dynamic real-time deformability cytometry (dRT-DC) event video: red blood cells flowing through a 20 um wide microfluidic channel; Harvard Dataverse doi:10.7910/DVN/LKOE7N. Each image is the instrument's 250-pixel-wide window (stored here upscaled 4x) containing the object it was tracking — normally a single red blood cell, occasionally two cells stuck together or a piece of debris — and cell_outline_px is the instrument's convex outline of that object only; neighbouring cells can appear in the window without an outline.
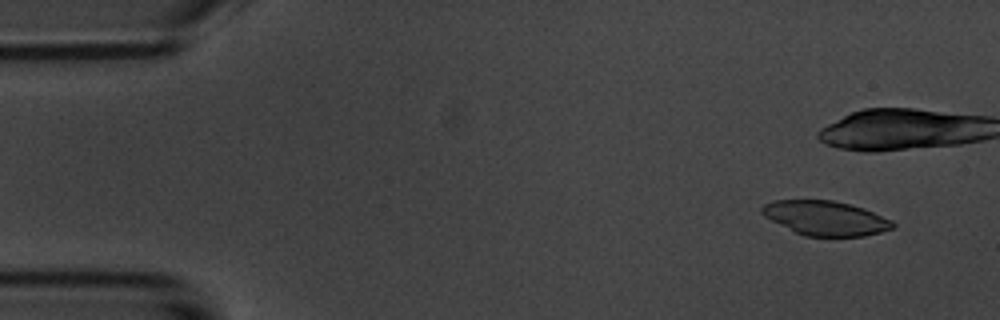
{"species": "common noctule bat (a hibernating species)", "species_latin": "Nyctalus noctula", "temperature_condition": "room temperature", "stored_images_in_passage": 6, "camera_frame_rate_fps": 3000, "um_per_image_px": 0.085, "animal": {"sex": "male", "body_mass_g": 20.1, "forearm_length_mm": 53.5}, "frame": {"image": 1, "passage_image": 1, "time_ms": 0.0, "image_size_px": [1000, 320], "cell_outline_px": [[896, 224], [892, 228], [880, 232], [864, 236], [804, 236], [764, 216], [760, 212], [760, 208], [764, 204], [772, 200], [832, 200], [864, 208], [892, 220]], "centroid_in_image_um": [70.16, 18.53], "position_along_channel_um": 14.8, "area_um2": 26.13}}